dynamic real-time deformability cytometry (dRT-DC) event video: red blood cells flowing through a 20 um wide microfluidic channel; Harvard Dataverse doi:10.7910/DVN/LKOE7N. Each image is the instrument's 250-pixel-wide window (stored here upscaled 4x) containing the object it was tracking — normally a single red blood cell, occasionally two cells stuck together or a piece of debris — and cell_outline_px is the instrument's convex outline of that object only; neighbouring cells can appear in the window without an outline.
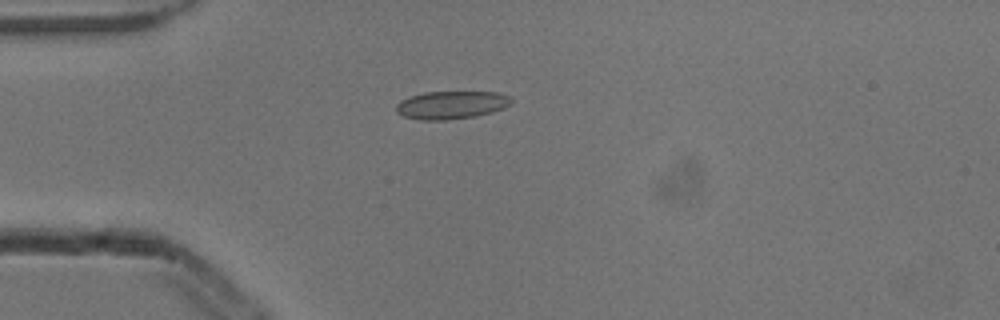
{"species": "common noctule bat (a hibernating species)", "species_latin": "Nyctalus noctula", "temperature_condition": "cold", "stored_images_in_passage": 3, "camera_frame_rate_fps": 3000, "um_per_image_px": 0.085, "animal": {"sex": "male", "body_mass_g": 13.3}, "frame": {"image": 1, "passage_image": 2, "time_ms": 0.333, "image_size_px": [1000, 320], "cell_outline_px": [[512, 104], [504, 108], [492, 112], [476, 116], [444, 120], [420, 120], [404, 116], [396, 112], [396, 104], [400, 100], [408, 96], [424, 92], [500, 92], [512, 96]], "centroid_in_image_um": [38.38, 8.91], "position_along_channel_um": 46.6, "area_um2": 19.02}}